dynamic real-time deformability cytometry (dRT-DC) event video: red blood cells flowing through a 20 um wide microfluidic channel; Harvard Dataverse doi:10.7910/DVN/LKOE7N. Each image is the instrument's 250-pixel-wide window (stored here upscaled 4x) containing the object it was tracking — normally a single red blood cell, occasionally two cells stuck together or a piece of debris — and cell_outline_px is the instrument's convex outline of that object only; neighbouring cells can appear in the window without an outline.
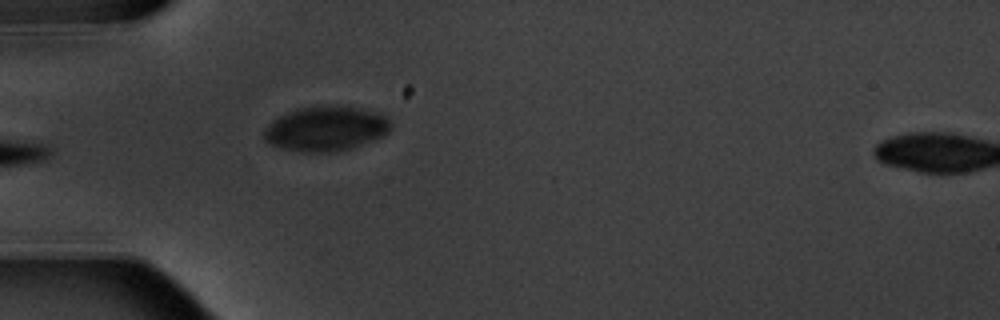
{"species": "common noctule bat (a hibernating species)", "species_latin": "Nyctalus noctula", "temperature_condition": "warm", "stored_images_in_passage": 7, "segment_of_instrument_passage": [1, 2], "camera_frame_rate_fps": 3000, "um_per_image_px": 0.085, "animal": {"sex": "male", "body_mass_g": 20.1, "forearm_length_mm": 53.5}, "frame": {"image": 1, "passage_image": 6, "time_ms": 6.0, "image_size_px": [1000, 320], "cell_outline_px": [[392, 128], [384, 136], [352, 148], [336, 152], [300, 152], [280, 148], [264, 140], [264, 128], [272, 120], [296, 108], [336, 104], [360, 108], [376, 112], [384, 116], [392, 124]], "centroid_in_image_um": [27.7, 10.93], "position_along_channel_um": 57.3, "area_um2": 33.47}}